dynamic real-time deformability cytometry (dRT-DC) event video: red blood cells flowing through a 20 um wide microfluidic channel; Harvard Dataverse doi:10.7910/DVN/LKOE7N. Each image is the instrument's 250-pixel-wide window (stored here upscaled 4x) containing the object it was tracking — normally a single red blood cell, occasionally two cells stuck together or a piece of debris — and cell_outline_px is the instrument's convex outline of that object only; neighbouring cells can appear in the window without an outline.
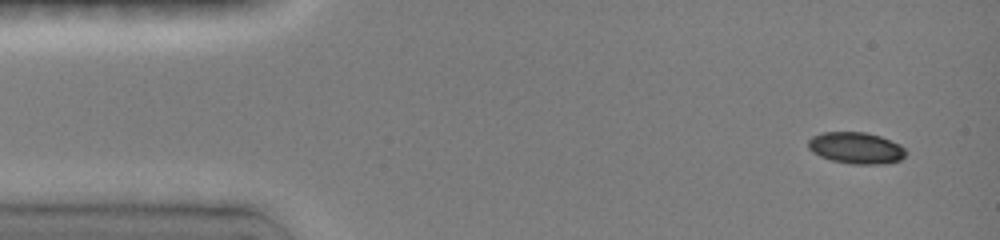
{"species": "common noctule bat (a hibernating species)", "species_latin": "Nyctalus noctula", "temperature_condition": "room temperature", "stored_images_in_passage": 4, "camera_frame_rate_fps": 3000, "um_per_image_px": 0.085, "animal": {"sex": "female", "body_mass_g": 19.0, "forearm_length_mm": 51.5}, "frame": {"image": 1, "passage_image": 1, "time_ms": 0.0, "image_size_px": [1000, 240], "cell_outline_px": [[908, 152], [900, 160], [884, 164], [852, 164], [832, 160], [820, 156], [812, 152], [808, 148], [808, 140], [812, 136], [824, 132], [864, 132], [880, 136], [900, 144]], "centroid_in_image_um": [72.77, 12.58], "position_along_channel_um": 12.2, "area_um2": 17.98}}
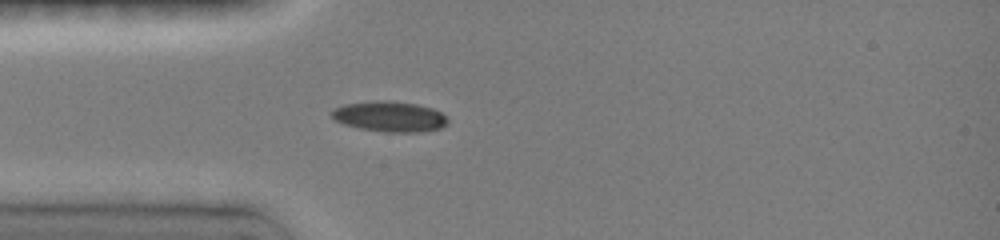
{"frame": {"image": 2, "passage_image": 4, "time_ms": 3.333, "image_size_px": [1000, 240], "cell_outline_px": [[448, 124], [440, 128], [420, 132], [384, 132], [360, 128], [344, 124], [332, 120], [328, 112], [332, 108], [344, 104], [372, 100], [384, 100], [416, 104], [432, 108], [440, 112], [448, 120]], "centroid_in_image_um": [33.04, 9.9], "position_along_channel_um": 52.0, "area_um2": 20.87}}